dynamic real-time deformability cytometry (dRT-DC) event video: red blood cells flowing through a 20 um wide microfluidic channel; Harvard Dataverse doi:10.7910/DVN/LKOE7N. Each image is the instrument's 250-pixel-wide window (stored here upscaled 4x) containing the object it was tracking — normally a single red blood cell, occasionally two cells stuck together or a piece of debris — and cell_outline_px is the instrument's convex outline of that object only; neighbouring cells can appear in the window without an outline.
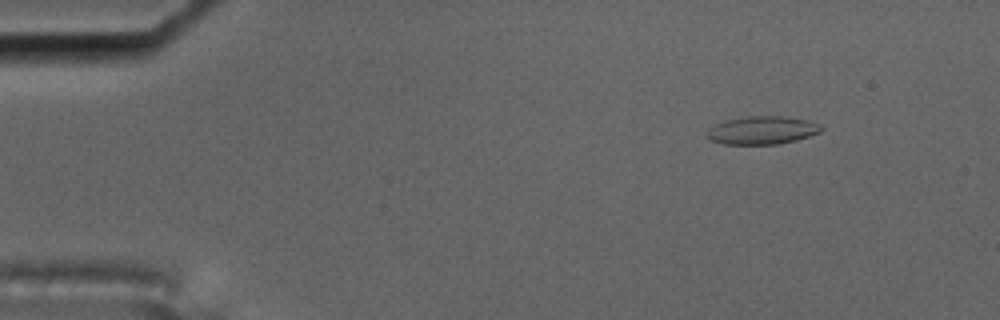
{"species": "common noctule bat (a hibernating species)", "species_latin": "Nyctalus noctula", "temperature_condition": "cold", "stored_images_in_passage": 6, "camera_frame_rate_fps": 3000, "um_per_image_px": 0.085, "animal": {"sex": "male", "body_mass_g": 17.5, "forearm_length_mm": 52.3}, "frame": {"image": 1, "passage_image": 1, "time_ms": 0.0, "image_size_px": [1000, 320], "cell_outline_px": [[824, 128], [820, 132], [796, 140], [776, 144], [724, 144], [712, 140], [708, 136], [708, 132], [716, 124], [724, 120], [748, 116], [788, 116], [808, 120], [820, 124]], "centroid_in_image_um": [64.84, 11.06], "position_along_channel_um": 20.2, "area_um2": 18.55}}